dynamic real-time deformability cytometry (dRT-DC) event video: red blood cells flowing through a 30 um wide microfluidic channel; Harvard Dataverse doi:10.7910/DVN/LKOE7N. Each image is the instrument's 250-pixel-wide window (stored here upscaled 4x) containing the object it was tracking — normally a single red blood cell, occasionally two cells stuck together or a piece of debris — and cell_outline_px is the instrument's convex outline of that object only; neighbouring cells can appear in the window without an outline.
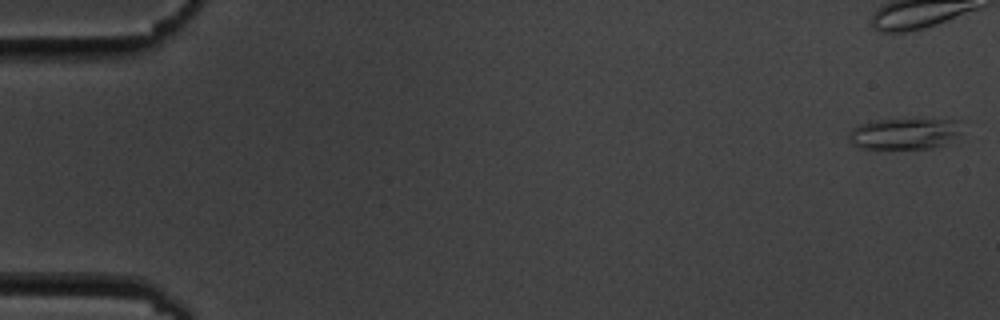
{"species": "common noctule bat (a hibernating species)", "species_latin": "Nyctalus noctula", "temperature_condition": "cold", "stored_images_in_passage": 13, "camera_frame_rate_fps": 3000, "um_per_image_px": 0.085, "animal": {"sex": "male", "body_mass_g": 19.5, "forearm_length_mm": 54.6}, "frame": {"image": 1, "passage_image": 1, "time_ms": 0.0, "image_size_px": [1000, 320], "cell_outline_px": [[960, 124], [956, 132], [948, 144], [932, 148], [860, 148], [852, 144], [848, 136], [848, 132], [852, 128], [860, 124], [880, 120], [960, 120]], "centroid_in_image_um": [76.81, 11.37], "position_along_channel_um": 8.2, "area_um2": 20.0}}
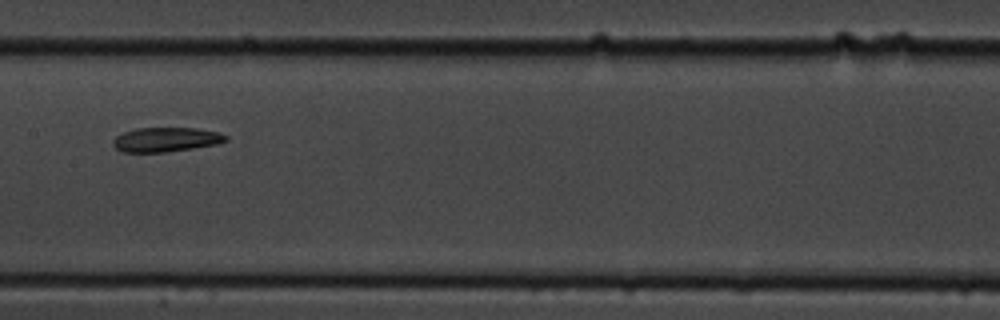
{"frame": {"image": 2, "passage_image": 9, "time_ms": 10.0, "image_size_px": [1000, 320], "cell_outline_px": [[228, 140], [216, 144], [192, 148], [164, 152], [120, 152], [112, 144], [112, 140], [116, 136], [124, 132], [136, 128], [196, 128], [220, 132], [228, 136]], "centroid_in_image_um": [14.1, 11.86], "position_along_channel_um": 193.3, "area_um2": 16.07}}
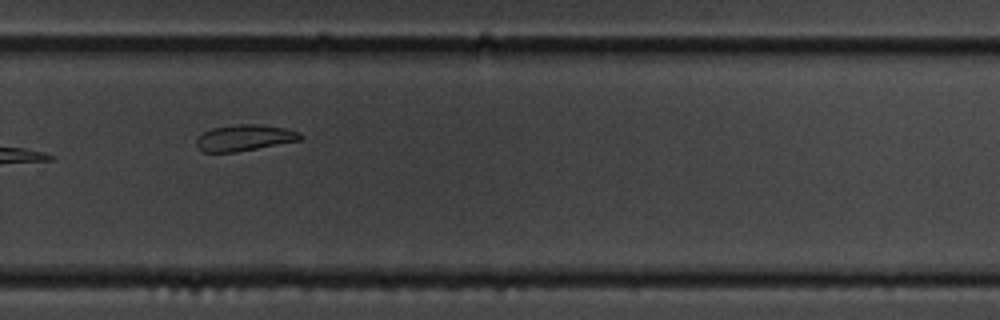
{"frame": {"image": 3, "passage_image": 12, "time_ms": 13.333, "image_size_px": [1000, 320], "cell_outline_px": [[304, 136], [300, 140], [236, 152], [204, 152], [196, 144], [196, 140], [204, 132], [212, 128], [236, 124], [256, 124], [284, 128], [300, 132]], "centroid_in_image_um": [20.8, 11.71], "position_along_channel_um": 309.0, "area_um2": 15.66}}